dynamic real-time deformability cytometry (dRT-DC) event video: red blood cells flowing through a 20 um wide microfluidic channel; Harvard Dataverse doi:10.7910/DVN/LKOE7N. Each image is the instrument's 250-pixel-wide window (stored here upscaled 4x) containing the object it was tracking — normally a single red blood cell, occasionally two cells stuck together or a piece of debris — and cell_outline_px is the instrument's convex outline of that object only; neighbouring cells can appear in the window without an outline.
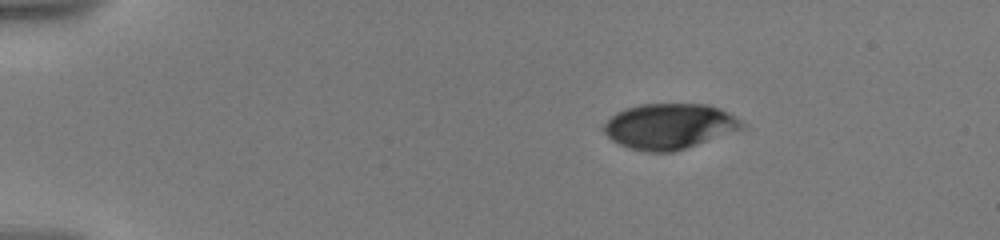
{"species": "human", "species_latin": "Homo sapiens", "temperature_condition": "warm", "stored_images_in_passage": 28, "camera_frame_rate_fps": 3000, "um_per_image_px": 0.085, "donor": {"sex": "male"}, "frame": {"image": 1, "passage_image": 1, "time_ms": 0.0, "image_size_px": [1000, 240], "cell_outline_px": [[748, 128], [672, 152], [648, 152], [628, 148], [612, 140], [600, 128], [616, 112], [624, 108], [640, 104], [708, 104], [720, 108], [728, 112], [748, 124]], "centroid_in_image_um": [56.94, 10.72], "position_along_channel_um": 28.1, "area_um2": 36.99}}
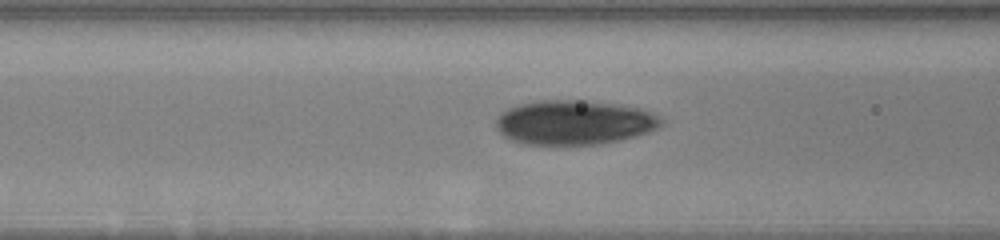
{"frame": {"image": 2, "passage_image": 17, "time_ms": 5.0, "image_size_px": [1000, 240], "cell_outline_px": [[664, 124], [660, 128], [636, 136], [620, 140], [600, 144], [524, 144], [512, 140], [504, 136], [496, 128], [496, 116], [500, 112], [508, 108], [520, 104], [536, 100], [584, 100], [620, 104], [640, 108], [660, 116], [664, 120]], "centroid_in_image_um": [48.83, 10.39], "position_along_channel_um": 117.8, "area_um2": 43.23}}
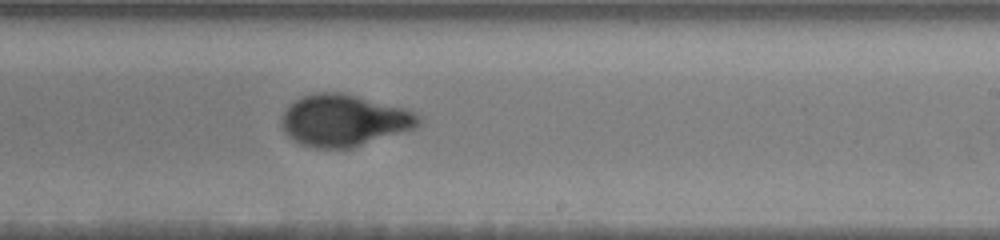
{"frame": {"image": 3, "passage_image": 28, "time_ms": 9.0, "image_size_px": [1000, 240], "cell_outline_px": [[420, 124], [416, 128], [352, 148], [316, 148], [300, 144], [292, 140], [280, 128], [280, 120], [288, 104], [300, 96], [316, 92], [344, 92], [404, 108], [416, 112], [420, 116]], "centroid_in_image_um": [29.2, 10.23], "position_along_channel_um": 259.8, "area_um2": 41.85}}